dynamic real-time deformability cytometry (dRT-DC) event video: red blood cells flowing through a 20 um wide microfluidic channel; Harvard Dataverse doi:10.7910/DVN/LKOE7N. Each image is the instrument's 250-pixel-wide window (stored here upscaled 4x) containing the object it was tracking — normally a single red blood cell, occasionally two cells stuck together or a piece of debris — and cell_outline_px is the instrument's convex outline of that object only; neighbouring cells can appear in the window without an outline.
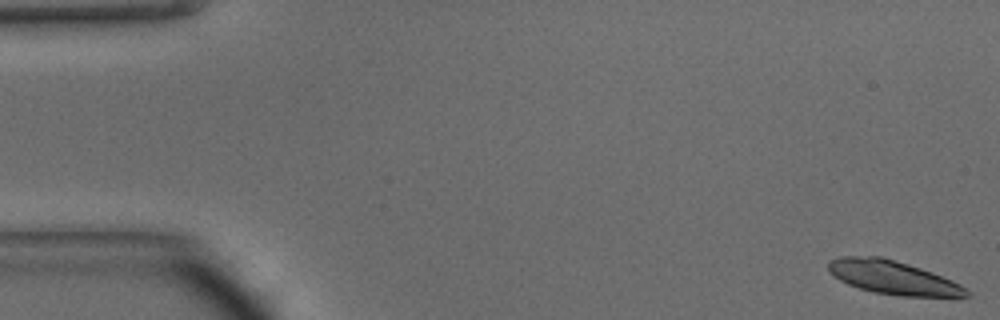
{"species": "common noctule bat (a hibernating species)", "species_latin": "Nyctalus noctula", "temperature_condition": "warm", "stored_images_in_passage": 47, "camera_frame_rate_fps": 3000, "um_per_image_px": 0.085, "animal": {"sex": "male", "body_mass_g": 15.6}, "frame": {"image": 1, "passage_image": 1, "time_ms": 0.0, "image_size_px": [1000, 320], "cell_outline_px": [[972, 296], [900, 296], [872, 292], [848, 284], [840, 280], [828, 272], [828, 260], [840, 256], [880, 256], [920, 268], [932, 272], [952, 280], [960, 284]], "centroid_in_image_um": [75.84, 23.58], "position_along_channel_um": 9.2, "area_um2": 26.82}}
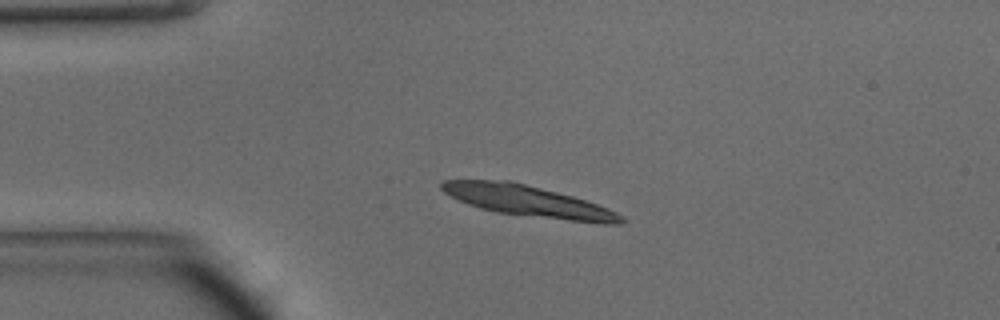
{"frame": {"image": 2, "passage_image": 11, "time_ms": 3.333, "image_size_px": [1000, 320], "cell_outline_px": [[628, 220], [620, 224], [604, 224], [496, 212], [480, 208], [468, 204], [444, 192], [440, 188], [440, 184], [444, 180], [512, 180], [572, 196], [608, 208], [624, 216]], "centroid_in_image_um": [44.92, 17.09], "position_along_channel_um": 40.1, "area_um2": 32.25}, "authors_computed_cell_mechanics": {"area_um2": 27.3394, "velocity_mm_per_s": 4.1761, "shape_relaxation_time_tau1_ms": 0.5706, "shape_relaxation_time_tau2_ms": null, "deformation_change_tau1": 0.1637, "deformation_change_tau2": null}}